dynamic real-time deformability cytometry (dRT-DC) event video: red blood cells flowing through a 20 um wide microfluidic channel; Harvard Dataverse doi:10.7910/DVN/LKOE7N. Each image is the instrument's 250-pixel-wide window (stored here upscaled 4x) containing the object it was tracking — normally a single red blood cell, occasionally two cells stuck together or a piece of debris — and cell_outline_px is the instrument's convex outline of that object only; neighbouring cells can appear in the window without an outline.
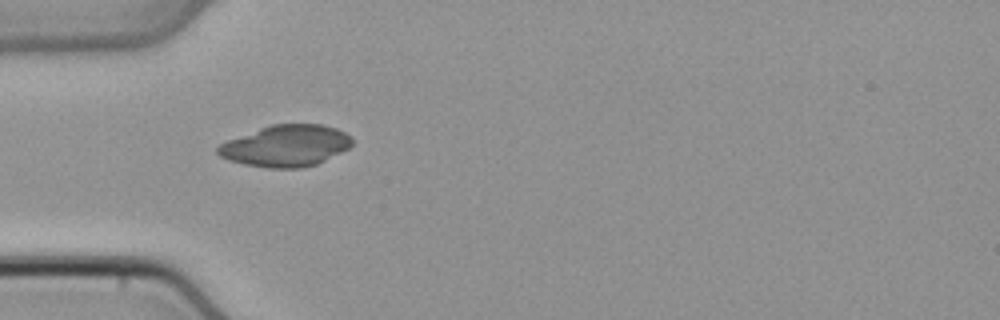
{"species": "common noctule bat (a hibernating species)", "species_latin": "Nyctalus noctula", "temperature_condition": "cold", "stored_images_in_passage": 4, "camera_frame_rate_fps": 3000, "um_per_image_px": 0.085, "animal": {"sex": "male", "body_mass_g": 21.5, "forearm_length_mm": 52.0}, "frame": {"image": 1, "passage_image": 1, "time_ms": 0.0, "image_size_px": [1000, 320], "cell_outline_px": [[352, 144], [348, 148], [316, 164], [300, 168], [268, 168], [244, 164], [228, 160], [220, 156], [216, 152], [216, 148], [220, 144], [228, 140], [260, 128], [272, 124], [324, 124], [336, 128], [344, 132], [352, 140]], "centroid_in_image_um": [24.27, 12.39], "position_along_channel_um": 60.7, "area_um2": 32.19}}
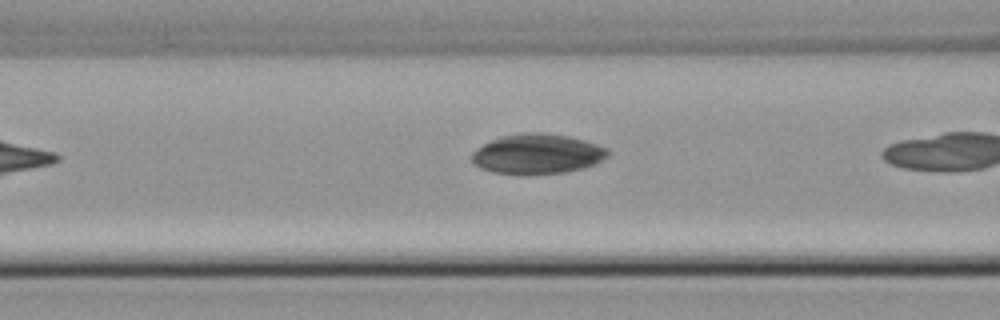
{"frame": {"image": 2, "passage_image": 3, "time_ms": 0.667, "image_size_px": [1000, 320], "cell_outline_px": [[608, 156], [596, 164], [584, 168], [564, 172], [520, 176], [492, 172], [480, 168], [472, 160], [472, 152], [476, 148], [500, 136], [520, 132], [544, 132], [568, 136], [584, 140], [608, 148]], "centroid_in_image_um": [45.66, 13.09], "position_along_channel_um": 120.9, "area_um2": 32.19}}